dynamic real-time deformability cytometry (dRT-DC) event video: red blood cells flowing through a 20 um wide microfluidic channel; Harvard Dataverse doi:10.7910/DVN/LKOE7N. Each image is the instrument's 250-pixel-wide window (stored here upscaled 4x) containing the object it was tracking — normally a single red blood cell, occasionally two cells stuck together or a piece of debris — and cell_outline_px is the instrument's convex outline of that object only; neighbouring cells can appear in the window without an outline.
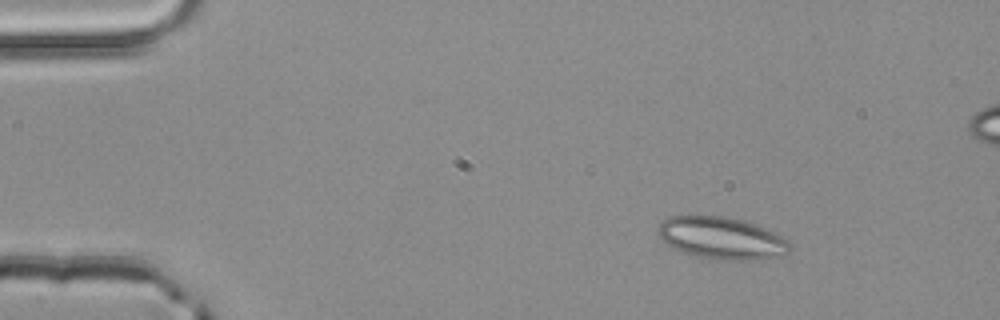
{"species": "common noctule bat (a hibernating species)", "species_latin": "Nyctalus noctula", "temperature_condition": "room temperature", "stored_images_in_passage": 47, "segment_of_instrument_passage": [1, 2], "camera_frame_rate_fps": 3000, "um_per_image_px": 0.085, "animal": {"sex": "male", "body_mass_g": 20.4}, "frame": {"image": 1, "passage_image": 1, "time_ms": 0.0, "image_size_px": [1000, 320], "cell_outline_px": [[788, 252], [780, 256], [744, 260], [716, 260], [696, 256], [684, 252], [668, 244], [660, 236], [660, 224], [664, 220], [672, 216], [724, 216], [744, 220], [764, 228], [788, 240]], "centroid_in_image_um": [61.35, 20.24], "position_along_channel_um": 23.7, "area_um2": 31.62}}
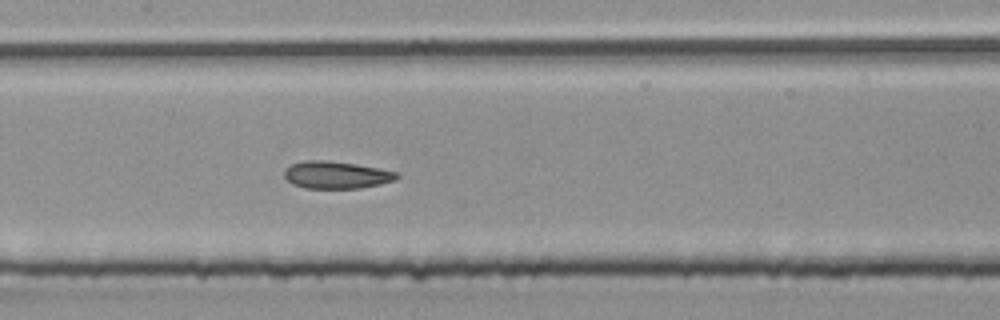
{"frame": {"image": 2, "passage_image": 19, "time_ms": 6.0, "image_size_px": [1000, 320], "cell_outline_px": [[400, 176], [396, 180], [380, 184], [360, 188], [304, 188], [292, 184], [284, 176], [284, 168], [292, 164], [304, 160], [328, 160], [356, 164], [396, 172]], "centroid_in_image_um": [28.55, 14.86], "position_along_channel_um": 178.8, "area_um2": 17.92}}
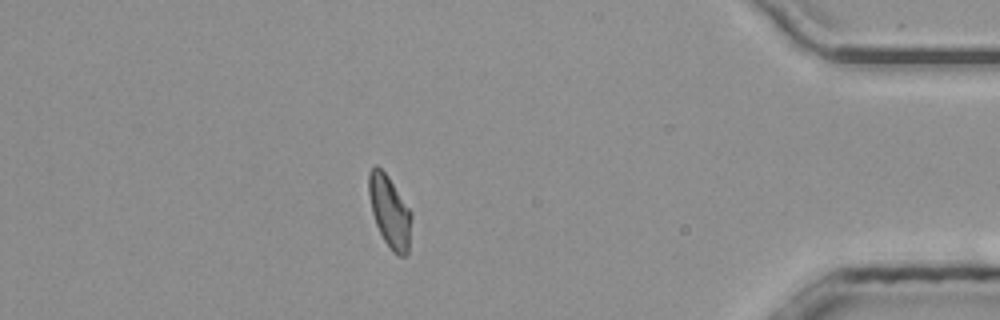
{"frame": {"image": 3, "passage_image": 39, "time_ms": 12.667, "image_size_px": [1000, 320], "cell_outline_px": [[412, 216], [408, 252], [404, 256], [396, 256], [392, 252], [384, 240], [376, 224], [372, 212], [368, 192], [368, 172], [376, 164], [388, 176], [412, 212]], "centroid_in_image_um": [33.12, 17.99], "position_along_channel_um": 402.1, "area_um2": 17.92}}